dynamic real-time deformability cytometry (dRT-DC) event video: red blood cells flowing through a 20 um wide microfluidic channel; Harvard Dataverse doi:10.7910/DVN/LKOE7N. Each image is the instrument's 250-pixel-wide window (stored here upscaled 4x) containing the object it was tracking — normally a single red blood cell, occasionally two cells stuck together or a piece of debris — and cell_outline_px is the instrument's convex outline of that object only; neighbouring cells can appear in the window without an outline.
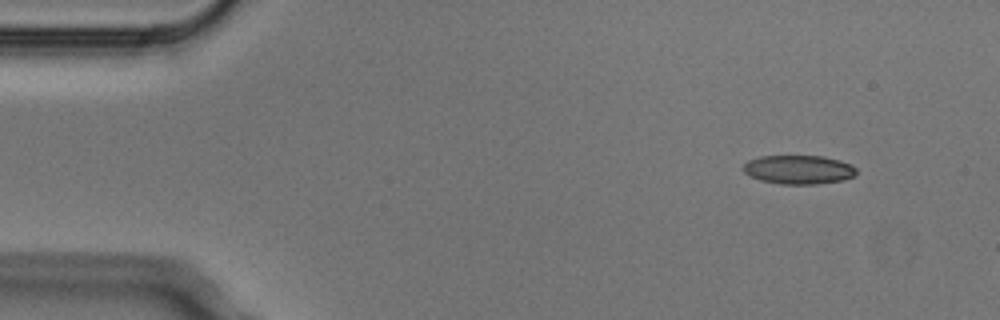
{"species": "Egyptian fruit bat (a non-hibernating species)", "species_latin": "Rousettus aegyptiacus", "temperature_condition": "cold", "stored_images_in_passage": 3, "camera_frame_rate_fps": 3000, "um_per_image_px": 0.085, "animal": {"sex": "male"}, "frame": {"image": 1, "passage_image": 1, "time_ms": 0.0, "image_size_px": [1000, 320], "cell_outline_px": [[856, 176], [844, 180], [816, 184], [780, 184], [760, 180], [744, 172], [744, 164], [748, 160], [760, 156], [824, 156], [840, 160], [856, 168]], "centroid_in_image_um": [67.91, 14.42], "position_along_channel_um": 17.1, "area_um2": 19.02}}